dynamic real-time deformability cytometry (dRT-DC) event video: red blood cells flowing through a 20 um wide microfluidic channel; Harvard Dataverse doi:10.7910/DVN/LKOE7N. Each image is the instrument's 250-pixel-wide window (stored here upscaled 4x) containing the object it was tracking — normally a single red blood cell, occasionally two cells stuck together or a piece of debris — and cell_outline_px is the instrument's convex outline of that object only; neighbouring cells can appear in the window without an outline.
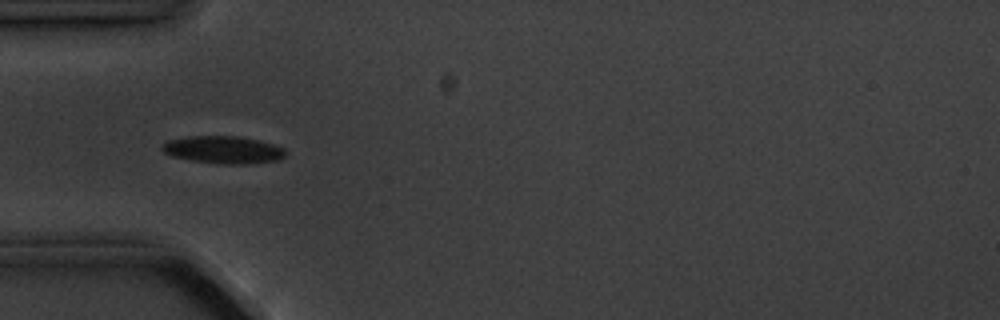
{"species": "common noctule bat (a hibernating species)", "species_latin": "Nyctalus noctula", "temperature_condition": "cold", "stored_images_in_passage": 10, "camera_frame_rate_fps": 3000, "um_per_image_px": 0.085, "animal": {"sex": "male", "body_mass_g": 20.1, "forearm_length_mm": 53.5}, "frame": {"image": 1, "passage_image": 5, "time_ms": 4.667, "image_size_px": [1000, 320], "cell_outline_px": [[284, 156], [280, 160], [244, 164], [220, 164], [192, 160], [172, 156], [164, 152], [160, 148], [168, 140], [188, 136], [236, 136], [256, 140], [272, 144], [284, 148]], "centroid_in_image_um": [18.96, 12.73], "position_along_channel_um": 66.0, "area_um2": 19.54}}
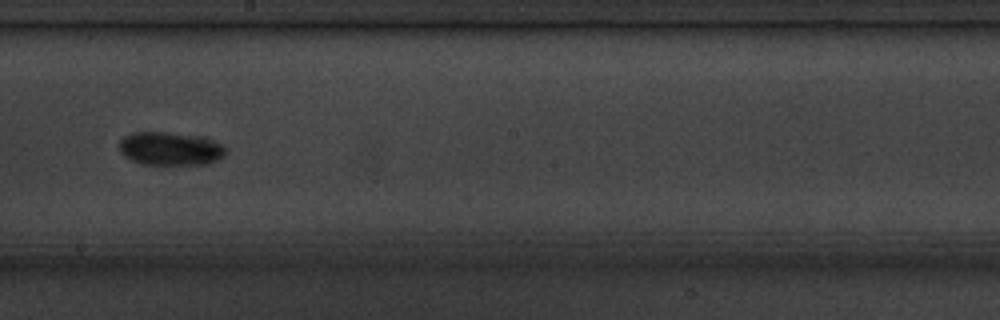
{"frame": {"image": 2, "passage_image": 9, "time_ms": 9.333, "image_size_px": [1000, 320], "cell_outline_px": [[228, 152], [224, 156], [216, 160], [204, 164], [144, 164], [132, 160], [124, 156], [120, 152], [120, 140], [124, 136], [136, 132], [168, 132], [224, 144], [228, 148]], "centroid_in_image_um": [14.45, 12.65], "position_along_channel_um": 233.7, "area_um2": 20.17}}